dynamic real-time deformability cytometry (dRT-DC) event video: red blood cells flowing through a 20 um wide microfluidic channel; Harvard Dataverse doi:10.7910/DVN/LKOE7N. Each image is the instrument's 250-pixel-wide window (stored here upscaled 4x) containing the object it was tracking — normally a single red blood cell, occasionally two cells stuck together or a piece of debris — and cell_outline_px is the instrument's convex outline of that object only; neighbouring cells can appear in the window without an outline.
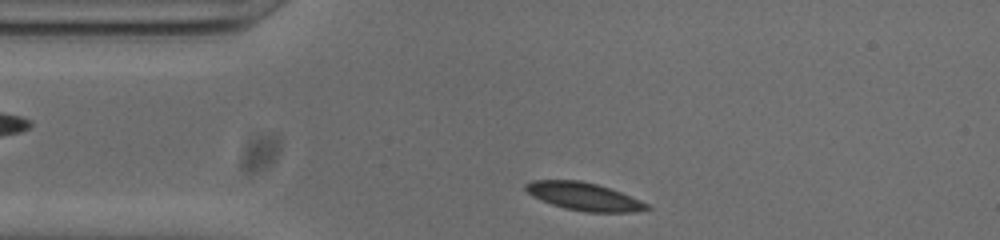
{"species": "common noctule bat (a hibernating species)", "species_latin": "Nyctalus noctula", "temperature_condition": "cold", "stored_images_in_passage": 37, "camera_frame_rate_fps": 3000, "um_per_image_px": 0.085, "animal": {"sex": "male", "body_mass_g": 20.0, "forearm_length_mm": 53.3}, "frame": {"image": 1, "passage_image": 1, "time_ms": 0.0, "image_size_px": [1000, 240], "cell_outline_px": [[652, 208], [636, 212], [584, 212], [564, 208], [540, 200], [532, 196], [524, 188], [524, 184], [532, 180], [580, 180], [596, 184], [620, 192], [640, 200], [648, 204]], "centroid_in_image_um": [49.61, 16.7], "position_along_channel_um": 35.4, "area_um2": 19.65}}
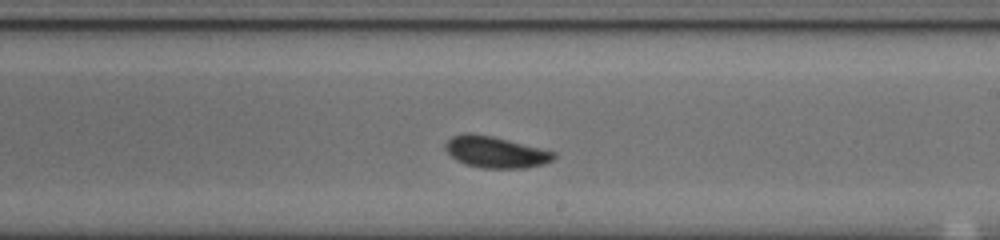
{"frame": {"image": 2, "passage_image": 20, "time_ms": 6.333, "image_size_px": [1000, 240], "cell_outline_px": [[556, 156], [552, 160], [544, 164], [524, 168], [480, 168], [464, 164], [456, 160], [444, 148], [444, 144], [452, 136], [492, 136], [556, 152]], "centroid_in_image_um": [42.16, 12.97], "position_along_channel_um": 246.8, "area_um2": 19.25}}
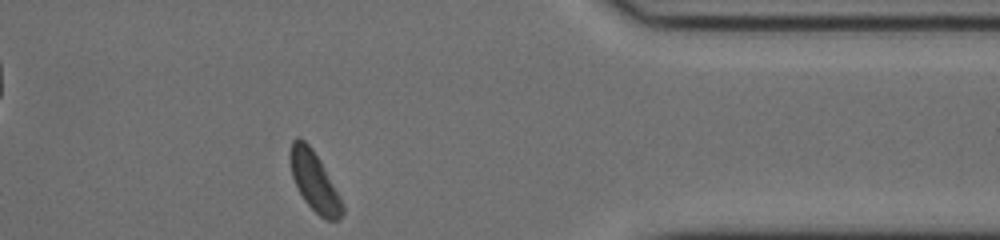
{"frame": {"image": 3, "passage_image": 33, "time_ms": 10.667, "image_size_px": [1000, 240], "cell_outline_px": [[344, 212], [340, 220], [324, 220], [304, 200], [292, 176], [288, 156], [292, 140], [296, 136], [304, 140], [312, 148], [320, 160], [344, 208]], "centroid_in_image_um": [26.68, 15.39], "position_along_channel_um": 384.7, "area_um2": 17.74}, "authors_computed_cell_mechanics": {"area_um2": 19.3052, "velocity_mm_per_s": 3.7382, "shape_relaxation_time_tau1_ms": 2.6322, "shape_relaxation_time_tau2_ms": 2.6378, "deformation_change_tau1": 0.1146, "deformation_change_tau2": 0.0534}}